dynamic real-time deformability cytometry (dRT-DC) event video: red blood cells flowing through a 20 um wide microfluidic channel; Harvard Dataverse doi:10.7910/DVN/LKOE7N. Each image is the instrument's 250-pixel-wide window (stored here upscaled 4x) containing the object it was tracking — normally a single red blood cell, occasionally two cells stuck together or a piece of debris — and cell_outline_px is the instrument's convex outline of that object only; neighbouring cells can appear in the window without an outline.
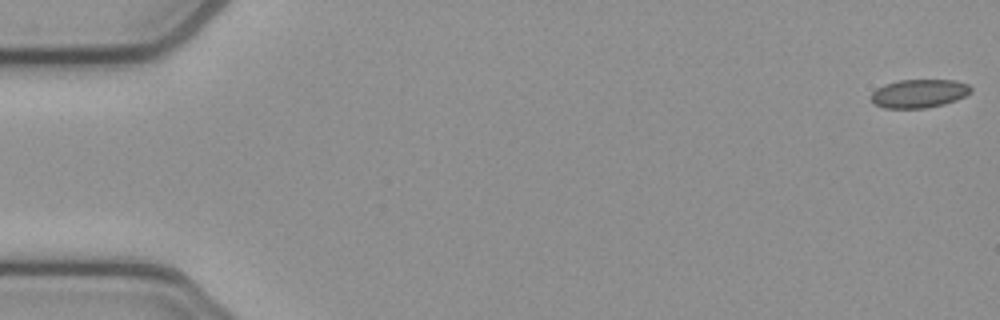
{"species": "common noctule bat (a hibernating species)", "species_latin": "Nyctalus noctula", "temperature_condition": "cold", "stored_images_in_passage": 6, "camera_frame_rate_fps": 3000, "um_per_image_px": 0.085, "animal": {"sex": "female", "body_mass_g": 21.9}, "frame": {"image": 1, "passage_image": 1, "time_ms": 0.0, "image_size_px": [1000, 320], "cell_outline_px": [[972, 92], [956, 100], [944, 104], [924, 108], [884, 108], [876, 104], [872, 100], [872, 92], [876, 88], [884, 84], [900, 80], [956, 80], [968, 84], [972, 88]], "centroid_in_image_um": [78.14, 7.94], "position_along_channel_um": 6.9, "area_um2": 16.53}}
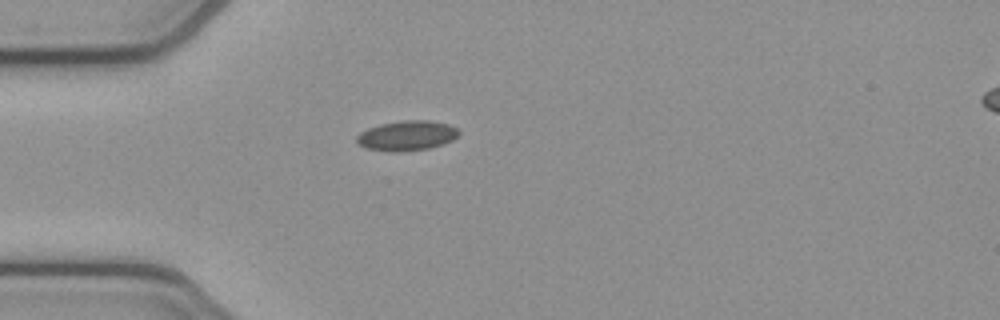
{"frame": {"image": 2, "passage_image": 5, "time_ms": 1.333, "image_size_px": [1000, 320], "cell_outline_px": [[460, 136], [444, 144], [428, 148], [400, 152], [392, 152], [368, 148], [360, 144], [356, 140], [356, 136], [360, 132], [368, 128], [380, 124], [404, 120], [428, 120], [448, 124], [456, 128], [460, 132]], "centroid_in_image_um": [34.61, 11.52], "position_along_channel_um": 50.4, "area_um2": 17.8}}